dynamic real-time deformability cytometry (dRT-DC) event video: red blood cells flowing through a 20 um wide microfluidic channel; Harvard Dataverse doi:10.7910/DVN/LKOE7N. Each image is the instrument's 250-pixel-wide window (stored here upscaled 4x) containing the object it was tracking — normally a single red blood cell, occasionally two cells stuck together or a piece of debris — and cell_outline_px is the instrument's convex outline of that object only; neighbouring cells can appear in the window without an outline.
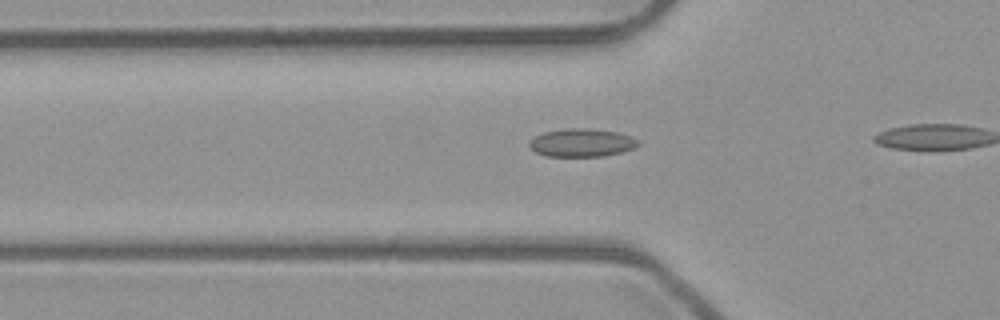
{"species": "common noctule bat (a hibernating species)", "species_latin": "Nyctalus noctula", "temperature_condition": "room temperature", "stored_images_in_passage": 12, "camera_frame_rate_fps": 3000, "um_per_image_px": 0.085, "animal": {"sex": "male", "body_mass_g": 23.1, "forearm_length_mm": 52.7}, "frame": {"image": 1, "passage_image": 7, "time_ms": 2.0, "image_size_px": [1000, 320], "cell_outline_px": [[640, 144], [624, 152], [604, 156], [544, 156], [536, 152], [528, 144], [536, 136], [544, 132], [568, 128], [584, 128], [616, 132], [632, 136], [640, 140]], "centroid_in_image_um": [49.49, 12.14], "position_along_channel_um": 76.3, "area_um2": 17.74}}
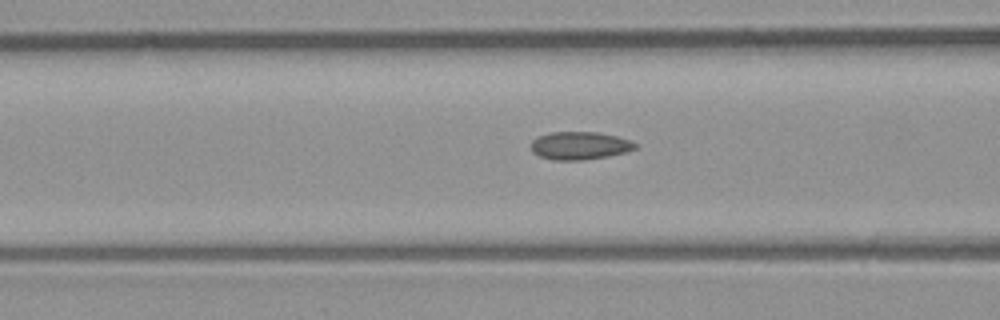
{"frame": {"image": 2, "passage_image": 10, "time_ms": 3.0, "image_size_px": [1000, 320], "cell_outline_px": [[640, 144], [636, 148], [628, 152], [608, 156], [584, 160], [552, 160], [540, 156], [532, 152], [532, 140], [536, 136], [552, 132], [600, 132], [632, 140]], "centroid_in_image_um": [49.32, 12.37], "position_along_channel_um": 117.3, "area_um2": 17.22}}